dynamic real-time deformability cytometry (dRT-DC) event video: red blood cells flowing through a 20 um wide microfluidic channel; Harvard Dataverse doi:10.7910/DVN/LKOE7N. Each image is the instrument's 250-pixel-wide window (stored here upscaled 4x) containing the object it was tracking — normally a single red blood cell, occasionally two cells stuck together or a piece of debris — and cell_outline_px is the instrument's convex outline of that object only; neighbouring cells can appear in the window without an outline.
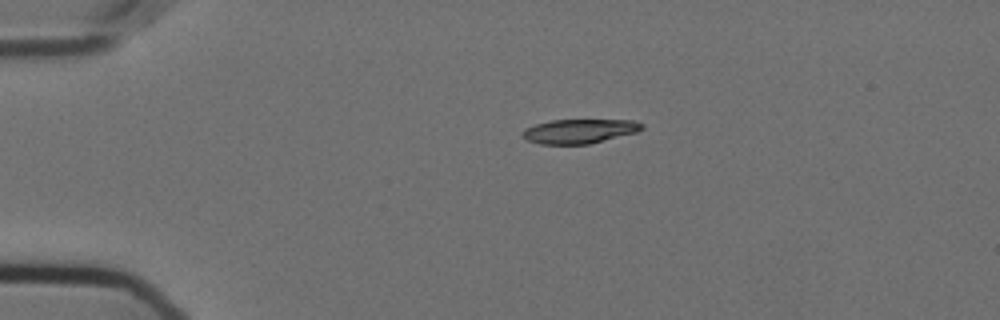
{"species": "Egyptian fruit bat (a non-hibernating species)", "species_latin": "Rousettus aegyptiacus", "temperature_condition": "cold", "stored_images_in_passage": 45, "camera_frame_rate_fps": 3000, "um_per_image_px": 0.085, "animal": {"sex": "female"}, "frame": {"image": 1, "passage_image": 1, "time_ms": 0.0, "image_size_px": [1000, 320], "cell_outline_px": [[644, 128], [636, 132], [588, 144], [540, 144], [528, 140], [520, 132], [524, 128], [536, 124], [552, 120], [632, 120], [644, 124]], "centroid_in_image_um": [49.24, 11.14], "position_along_channel_um": 35.8, "area_um2": 16.76}}
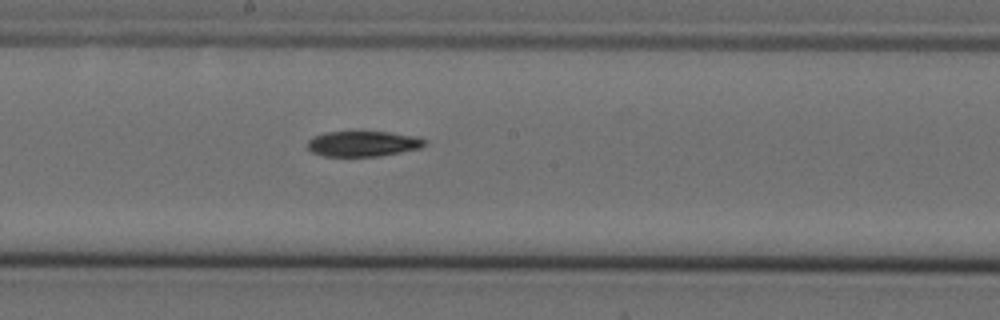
{"frame": {"image": 2, "passage_image": 20, "time_ms": 6.333, "image_size_px": [1000, 320], "cell_outline_px": [[428, 144], [420, 148], [380, 156], [324, 156], [312, 152], [308, 148], [308, 140], [312, 136], [324, 132], [388, 132], [420, 136], [428, 140]], "centroid_in_image_um": [30.9, 12.21], "position_along_channel_um": 217.3, "area_um2": 17.57}}
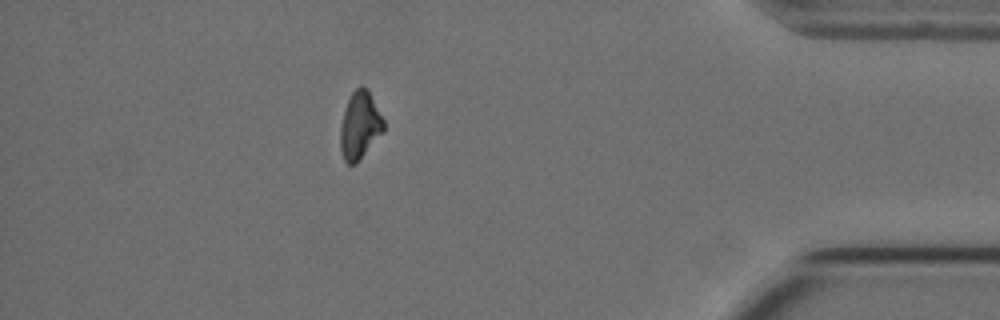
{"frame": {"image": 3, "passage_image": 39, "time_ms": 12.667, "image_size_px": [1000, 320], "cell_outline_px": [[384, 132], [360, 160], [356, 164], [348, 164], [344, 160], [340, 148], [340, 128], [344, 112], [348, 100], [352, 92], [360, 84], [368, 88], [384, 120]], "centroid_in_image_um": [30.6, 10.66], "position_along_channel_um": 404.6, "area_um2": 17.22}, "authors_computed_cell_mechanics": {"area_um2": 17.8602, "velocity_mm_per_s": 3.5885, "shape_relaxation_time_tau1_ms": 8.2999, "shape_relaxation_time_tau2_ms": null, "deformation_change_tau1": 0.1725, "deformation_change_tau2": null}}